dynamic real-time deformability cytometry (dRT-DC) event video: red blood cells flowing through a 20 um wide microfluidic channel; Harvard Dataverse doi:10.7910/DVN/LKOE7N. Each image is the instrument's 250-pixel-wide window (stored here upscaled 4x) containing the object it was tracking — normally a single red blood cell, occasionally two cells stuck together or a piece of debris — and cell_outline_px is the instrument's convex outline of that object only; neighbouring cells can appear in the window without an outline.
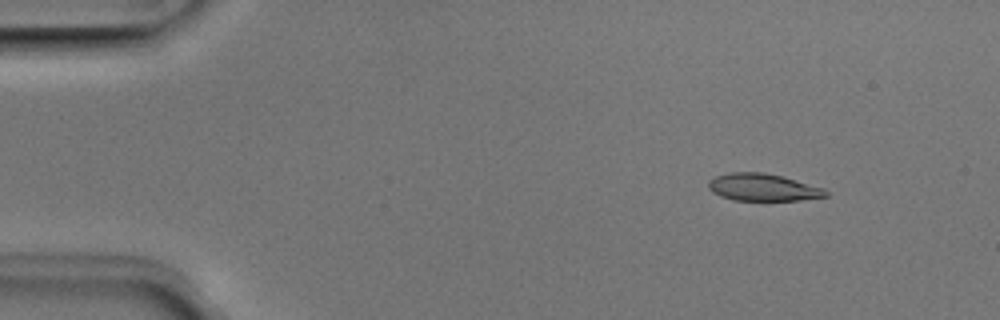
{"species": "Egyptian fruit bat (a non-hibernating species)", "species_latin": "Rousettus aegyptiacus", "temperature_condition": "room temperature", "stored_images_in_passage": 4, "camera_frame_rate_fps": 3000, "um_per_image_px": 0.085, "animal": {"sex": "male"}, "frame": {"image": 1, "passage_image": 1, "time_ms": 0.0, "image_size_px": [1000, 320], "cell_outline_px": [[828, 196], [800, 200], [732, 200], [720, 196], [712, 192], [708, 188], [708, 180], [716, 176], [728, 172], [764, 172], [784, 176], [824, 188], [828, 192]], "centroid_in_image_um": [64.84, 15.91], "position_along_channel_um": 20.2, "area_um2": 18.84}}